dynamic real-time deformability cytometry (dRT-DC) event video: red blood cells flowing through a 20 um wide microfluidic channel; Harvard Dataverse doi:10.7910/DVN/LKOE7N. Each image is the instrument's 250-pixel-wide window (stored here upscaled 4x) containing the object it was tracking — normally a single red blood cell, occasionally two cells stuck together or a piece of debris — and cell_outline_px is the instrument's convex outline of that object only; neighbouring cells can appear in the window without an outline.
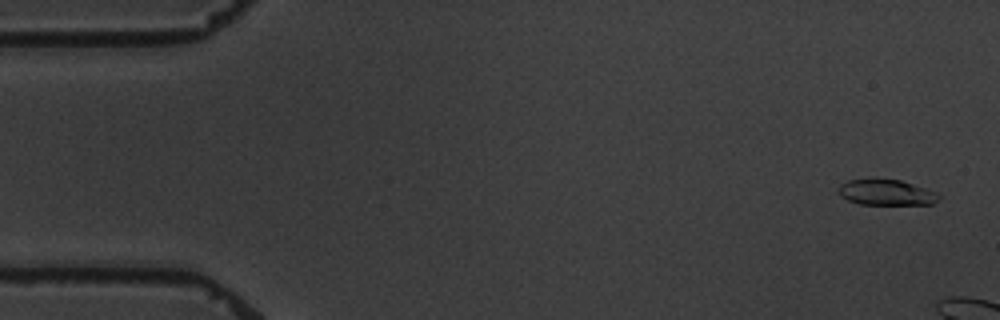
{"species": "common noctule bat (a hibernating species)", "species_latin": "Nyctalus noctula", "temperature_condition": "warm", "stored_images_in_passage": 7, "camera_frame_rate_fps": 3000, "um_per_image_px": 0.085, "animal": {"sex": "male", "body_mass_g": 19.5, "forearm_length_mm": 54.6}, "frame": {"image": 1, "passage_image": 1, "time_ms": 0.0, "image_size_px": [1000, 320], "cell_outline_px": [[940, 196], [932, 204], [860, 204], [848, 200], [840, 196], [840, 184], [848, 180], [900, 180], [936, 192]], "centroid_in_image_um": [75.33, 16.37], "position_along_channel_um": 9.7, "area_um2": 14.51}}
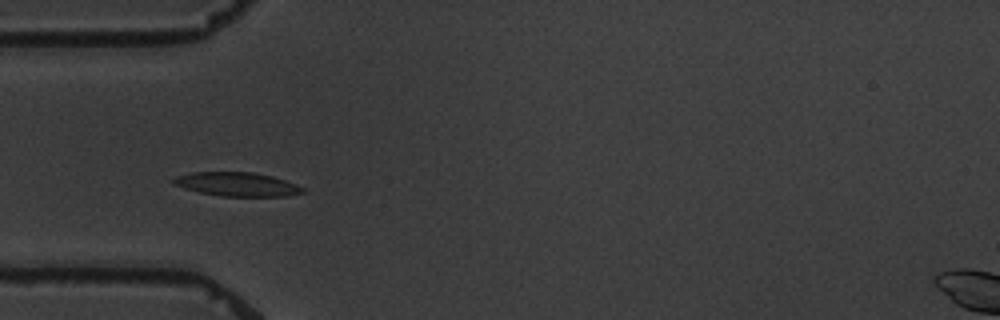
{"frame": {"image": 2, "passage_image": 6, "time_ms": 7.0, "image_size_px": [1000, 320], "cell_outline_px": [[308, 192], [288, 196], [220, 196], [200, 192], [184, 188], [172, 184], [172, 180], [176, 176], [192, 172], [252, 172], [272, 176], [296, 184], [304, 188]], "centroid_in_image_um": [20.17, 15.66], "position_along_channel_um": 64.8, "area_um2": 18.03}}
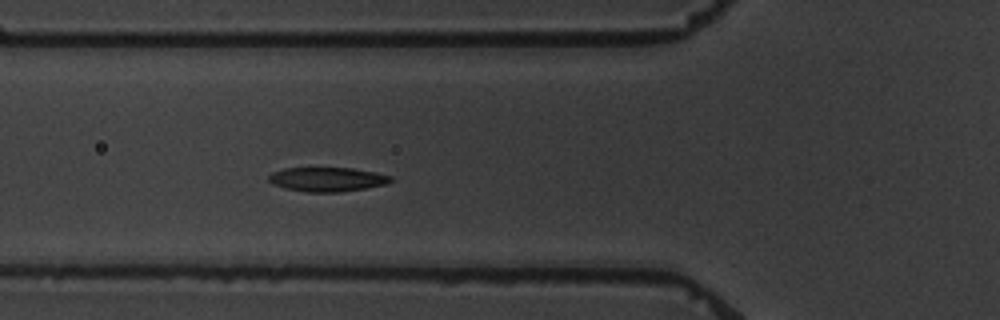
{"frame": {"image": 3, "passage_image": 7, "time_ms": 8.0, "image_size_px": [1000, 320], "cell_outline_px": [[392, 180], [388, 184], [340, 192], [308, 192], [284, 188], [272, 184], [268, 180], [268, 176], [272, 172], [284, 168], [352, 168], [376, 172], [392, 176]], "centroid_in_image_um": [27.81, 15.24], "position_along_channel_um": 98.0, "area_um2": 17.28}}